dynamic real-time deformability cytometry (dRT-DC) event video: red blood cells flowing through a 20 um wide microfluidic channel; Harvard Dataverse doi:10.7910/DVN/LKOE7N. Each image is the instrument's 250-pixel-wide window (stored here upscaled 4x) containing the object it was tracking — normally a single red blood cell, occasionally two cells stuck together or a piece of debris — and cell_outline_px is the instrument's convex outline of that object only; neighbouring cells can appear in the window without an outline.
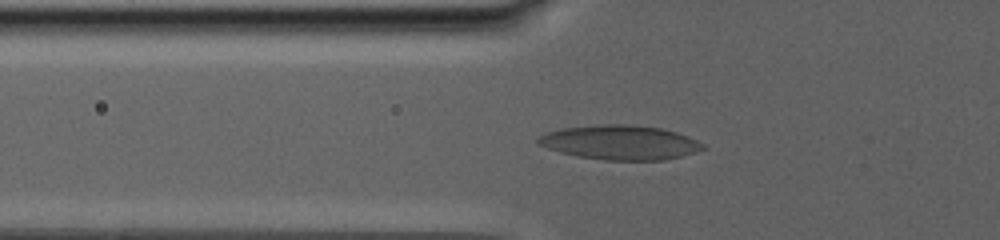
{"species": "human", "species_latin": "Homo sapiens", "temperature_condition": "warm", "stored_images_in_passage": 18, "camera_frame_rate_fps": 3000, "um_per_image_px": 0.085, "donor": {"sex": "male"}, "frame": {"image": 1, "passage_image": 10, "time_ms": 8.667, "image_size_px": [1000, 240], "cell_outline_px": [[708, 148], [696, 152], [664, 160], [604, 160], [576, 156], [560, 152], [536, 144], [536, 140], [544, 132], [560, 128], [596, 124], [628, 124], [660, 128], [676, 132], [688, 136], [704, 144]], "centroid_in_image_um": [52.68, 12.1], "position_along_channel_um": 73.1, "area_um2": 33.35}}
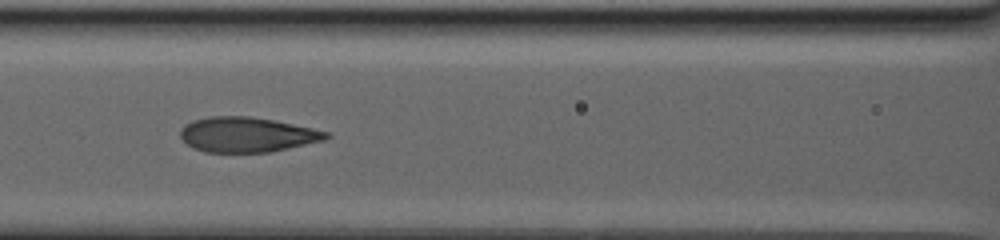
{"frame": {"image": 2, "passage_image": 15, "time_ms": 11.667, "image_size_px": [1000, 240], "cell_outline_px": [[332, 136], [324, 140], [272, 152], [204, 152], [192, 148], [180, 136], [180, 128], [184, 124], [192, 120], [208, 116], [248, 116], [272, 120], [312, 128], [328, 132]], "centroid_in_image_um": [20.97, 11.44], "position_along_channel_um": 145.6, "area_um2": 29.77}}
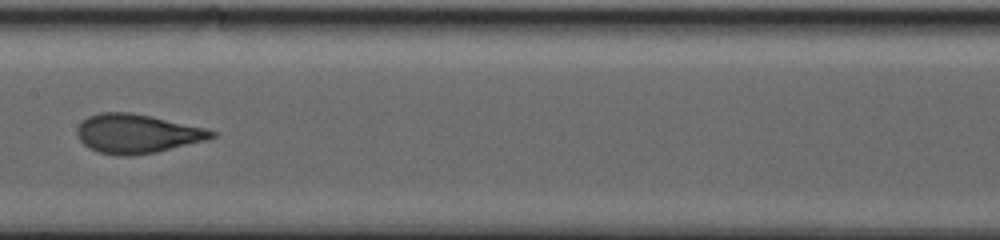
{"frame": {"image": 3, "passage_image": 17, "time_ms": 13.667, "image_size_px": [1000, 240], "cell_outline_px": [[216, 136], [204, 140], [156, 152], [132, 156], [120, 156], [100, 152], [88, 148], [80, 140], [76, 132], [76, 128], [88, 116], [100, 112], [132, 112], [152, 116], [204, 128], [216, 132]], "centroid_in_image_um": [11.61, 11.36], "position_along_channel_um": 195.8, "area_um2": 30.4}}